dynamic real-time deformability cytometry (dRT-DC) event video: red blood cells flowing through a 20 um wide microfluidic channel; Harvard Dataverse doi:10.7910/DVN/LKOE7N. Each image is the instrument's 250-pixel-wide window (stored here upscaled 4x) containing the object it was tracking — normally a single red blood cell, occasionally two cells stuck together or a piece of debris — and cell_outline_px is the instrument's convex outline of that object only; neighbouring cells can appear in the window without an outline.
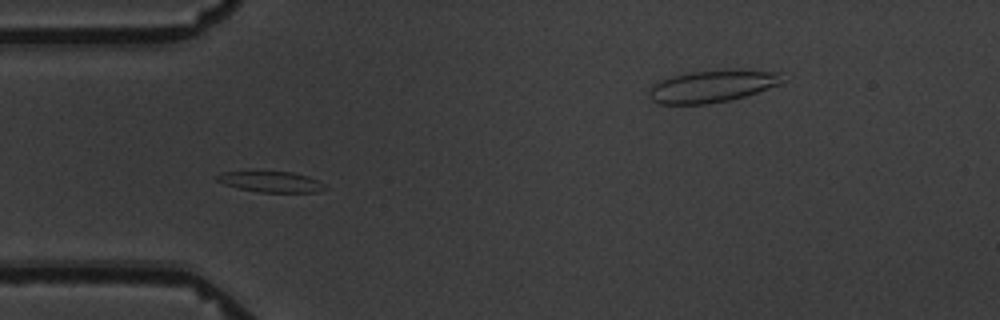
{"species": "common noctule bat (a hibernating species)", "species_latin": "Nyctalus noctula", "temperature_condition": "warm", "stored_images_in_passage": 4, "camera_frame_rate_fps": 3000, "um_per_image_px": 0.085, "animal": {"sex": "male", "body_mass_g": 19.5, "forearm_length_mm": 54.6}, "frame": {"image": 1, "passage_image": 2, "time_ms": 3.667, "image_size_px": [1000, 320], "cell_outline_px": [[328, 188], [316, 192], [260, 192], [240, 188], [224, 184], [216, 180], [216, 176], [224, 172], [292, 172], [308, 176], [324, 184]], "centroid_in_image_um": [23.07, 15.46], "position_along_channel_um": 61.9, "area_um2": 12.77}}
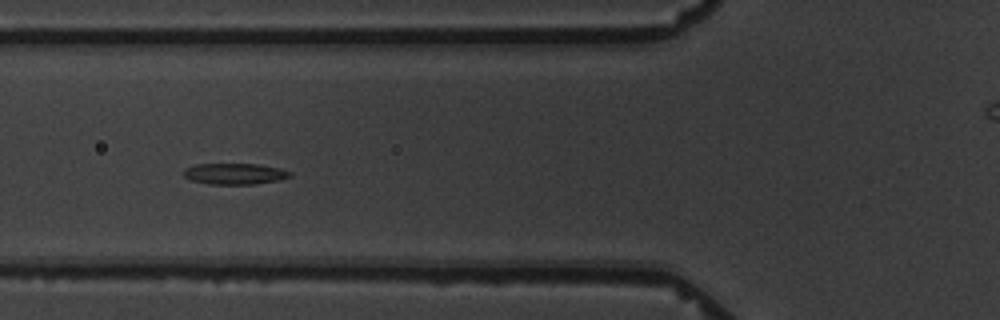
{"frame": {"image": 2, "passage_image": 3, "time_ms": 5.0, "image_size_px": [1000, 320], "cell_outline_px": [[292, 176], [280, 180], [256, 184], [208, 184], [192, 180], [184, 176], [184, 168], [196, 164], [260, 164], [280, 168], [292, 172]], "centroid_in_image_um": [19.99, 14.77], "position_along_channel_um": 105.8, "area_um2": 13.18}}
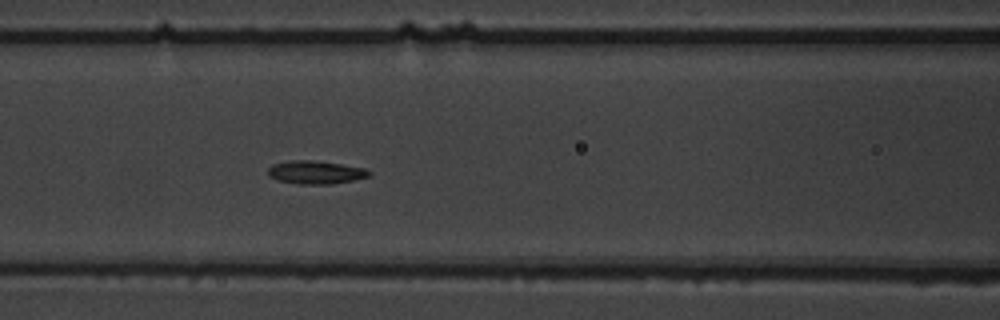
{"frame": {"image": 3, "passage_image": 4, "time_ms": 6.0, "image_size_px": [1000, 320], "cell_outline_px": [[372, 176], [332, 184], [300, 184], [280, 180], [268, 176], [268, 168], [272, 164], [292, 160], [312, 160], [340, 164], [364, 168], [372, 172]], "centroid_in_image_um": [26.84, 14.64], "position_along_channel_um": 139.8, "area_um2": 13.58}}